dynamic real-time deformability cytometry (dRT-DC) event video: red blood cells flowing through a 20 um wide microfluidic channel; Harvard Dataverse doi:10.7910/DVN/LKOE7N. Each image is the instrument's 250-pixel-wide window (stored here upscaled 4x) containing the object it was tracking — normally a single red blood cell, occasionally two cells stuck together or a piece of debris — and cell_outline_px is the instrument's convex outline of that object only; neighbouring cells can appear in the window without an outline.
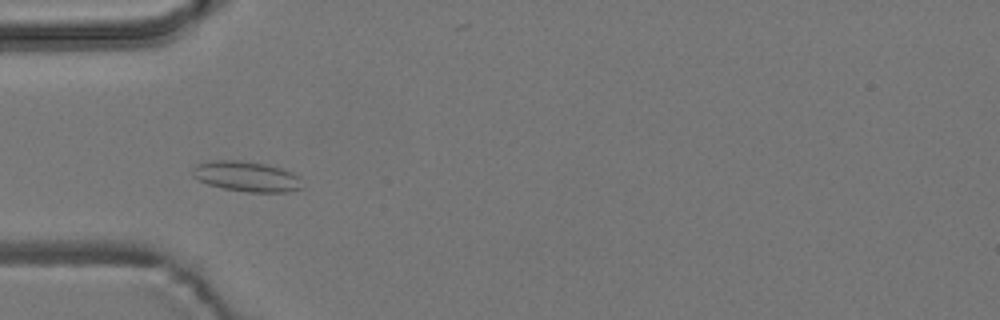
{"species": "common noctule bat (a hibernating species)", "species_latin": "Nyctalus noctula", "temperature_condition": "room temperature", "stored_images_in_passage": 3, "camera_frame_rate_fps": 3000, "um_per_image_px": 0.085, "animal": {"sex": "male", "body_mass_g": 19.2, "forearm_length_mm": 51.8}, "frame": {"image": 1, "passage_image": 2, "time_ms": 0.333, "image_size_px": [1000, 320], "cell_outline_px": [[304, 188], [284, 192], [248, 192], [224, 188], [208, 184], [192, 176], [192, 168], [196, 164], [208, 160], [240, 160], [268, 164], [284, 168], [300, 176]], "centroid_in_image_um": [20.99, 14.98], "position_along_channel_um": 64.0, "area_um2": 19.71}}